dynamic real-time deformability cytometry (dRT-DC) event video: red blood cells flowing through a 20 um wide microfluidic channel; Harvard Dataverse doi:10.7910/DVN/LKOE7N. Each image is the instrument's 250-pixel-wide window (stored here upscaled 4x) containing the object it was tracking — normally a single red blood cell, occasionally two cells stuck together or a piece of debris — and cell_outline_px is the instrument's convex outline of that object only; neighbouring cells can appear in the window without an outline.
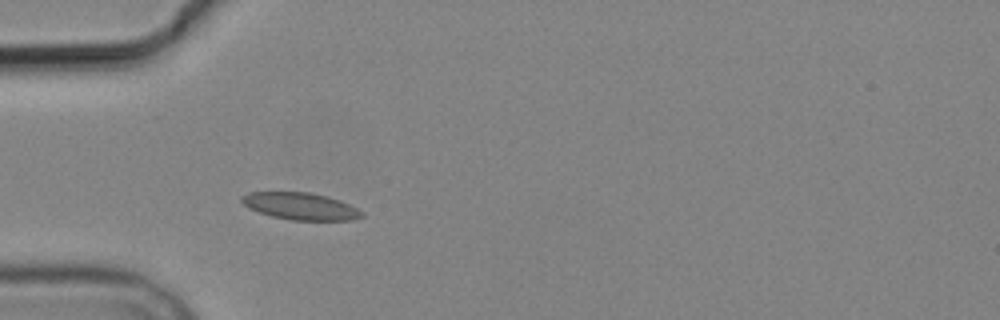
{"species": "common noctule bat (a hibernating species)", "species_latin": "Nyctalus noctula", "temperature_condition": "cold", "stored_images_in_passage": 3, "camera_frame_rate_fps": 3000, "um_per_image_px": 0.085, "animal": {"sex": "male", "body_mass_g": 19.2, "forearm_length_mm": 51.8}, "frame": {"image": 1, "passage_image": 3, "time_ms": 2.333, "image_size_px": [1000, 320], "cell_outline_px": [[364, 216], [352, 220], [292, 220], [272, 216], [260, 212], [244, 204], [240, 200], [240, 196], [248, 192], [308, 192], [328, 196], [340, 200], [364, 212]], "centroid_in_image_um": [25.56, 17.52], "position_along_channel_um": 59.4, "area_um2": 18.84}}